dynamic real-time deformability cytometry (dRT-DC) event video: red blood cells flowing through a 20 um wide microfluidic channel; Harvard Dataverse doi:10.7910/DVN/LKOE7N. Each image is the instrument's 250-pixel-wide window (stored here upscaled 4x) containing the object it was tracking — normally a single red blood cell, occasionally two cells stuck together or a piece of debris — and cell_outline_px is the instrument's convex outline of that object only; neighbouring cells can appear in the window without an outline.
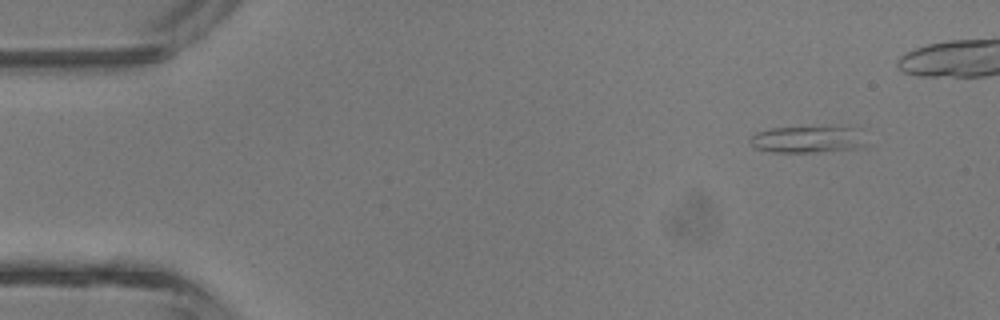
{"species": "common noctule bat (a hibernating species)", "species_latin": "Nyctalus noctula", "temperature_condition": "room temperature", "stored_images_in_passage": 4, "segment_of_instrument_passage": [2, 2], "camera_frame_rate_fps": 3000, "um_per_image_px": 0.085, "animal": {"sex": "male", "body_mass_g": 13.3}, "frame": {"image": 1, "passage_image": 4, "time_ms": 4.333, "image_size_px": [1000, 320], "cell_outline_px": [[868, 144], [856, 148], [816, 152], [772, 152], [756, 148], [748, 140], [756, 132], [772, 128], [848, 128]], "centroid_in_image_um": [68.5, 11.88], "position_along_channel_um": 16.5, "area_um2": 17.17}}